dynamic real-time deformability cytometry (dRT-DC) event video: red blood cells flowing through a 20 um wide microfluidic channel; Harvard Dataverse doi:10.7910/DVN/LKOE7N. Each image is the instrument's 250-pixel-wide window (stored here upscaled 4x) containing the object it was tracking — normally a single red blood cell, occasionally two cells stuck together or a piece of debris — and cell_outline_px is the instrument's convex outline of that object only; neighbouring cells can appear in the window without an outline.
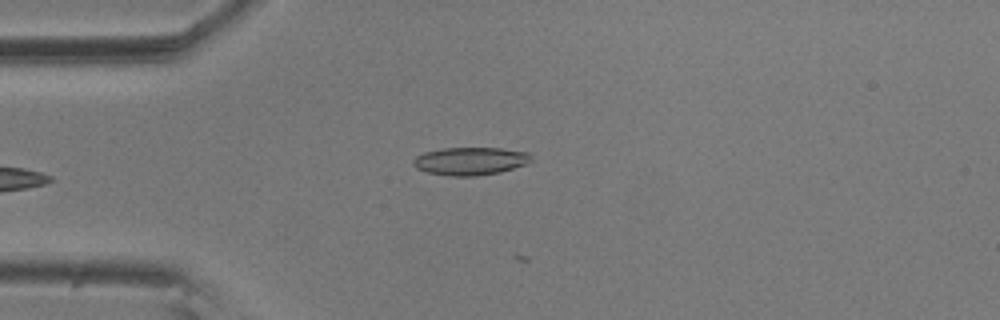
{"species": "common noctule bat (a hibernating species)", "species_latin": "Nyctalus noctula", "temperature_condition": "room temperature", "stored_images_in_passage": 6, "camera_frame_rate_fps": 3000, "um_per_image_px": 0.085, "animal": {"sex": "male", "body_mass_g": 20.5, "forearm_length_mm": 52.5}, "frame": {"image": 1, "passage_image": 6, "time_ms": 1.667, "image_size_px": [1000, 320], "cell_outline_px": [[532, 160], [524, 164], [500, 172], [476, 176], [448, 176], [428, 172], [416, 168], [412, 164], [412, 160], [416, 156], [424, 152], [444, 148], [500, 148], [528, 152], [532, 156]], "centroid_in_image_um": [39.95, 13.69], "position_along_channel_um": 45.1, "area_um2": 19.13}}